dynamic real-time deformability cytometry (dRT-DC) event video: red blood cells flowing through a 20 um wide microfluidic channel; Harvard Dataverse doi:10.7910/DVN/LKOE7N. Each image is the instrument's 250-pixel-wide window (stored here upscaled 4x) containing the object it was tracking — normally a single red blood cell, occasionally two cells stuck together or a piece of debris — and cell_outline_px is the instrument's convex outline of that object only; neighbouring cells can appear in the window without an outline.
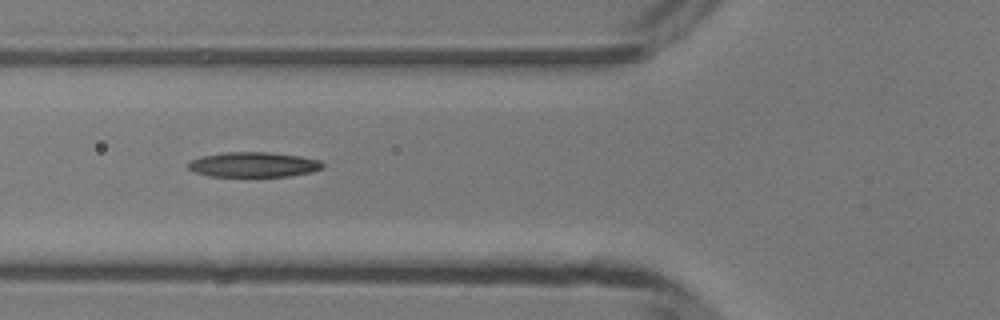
{"species": "common noctule bat (a hibernating species)", "species_latin": "Nyctalus noctula", "temperature_condition": "room temperature", "stored_images_in_passage": 32, "camera_frame_rate_fps": 3000, "um_per_image_px": 0.085, "animal": {"sex": "male", "body_mass_g": 13.3}, "frame": {"image": 1, "passage_image": 5, "time_ms": 1.333, "image_size_px": [1000, 320], "cell_outline_px": [[324, 168], [312, 172], [288, 176], [208, 176], [196, 172], [188, 168], [188, 164], [192, 160], [204, 156], [224, 152], [268, 152], [300, 156], [320, 160], [324, 164]], "centroid_in_image_um": [21.6, 13.99], "position_along_channel_um": 104.2, "area_um2": 19.48}}
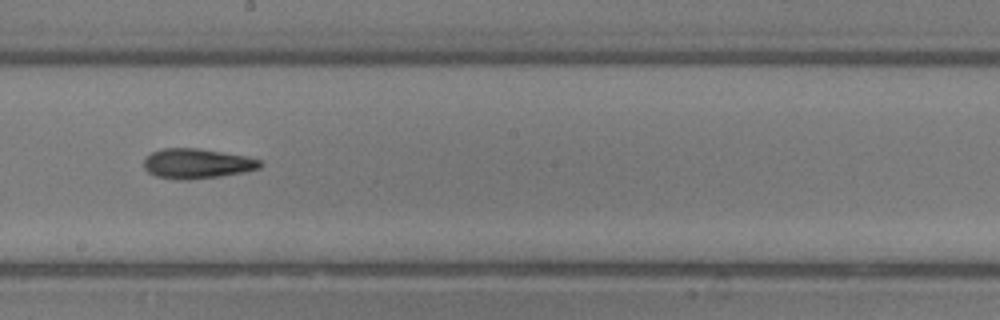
{"frame": {"image": 2, "passage_image": 14, "time_ms": 4.333, "image_size_px": [1000, 320], "cell_outline_px": [[264, 164], [260, 168], [244, 172], [220, 176], [188, 180], [176, 180], [156, 176], [148, 172], [144, 168], [144, 160], [152, 152], [164, 148], [196, 148], [244, 156], [260, 160]], "centroid_in_image_um": [16.73, 13.92], "position_along_channel_um": 231.5, "area_um2": 20.17}}
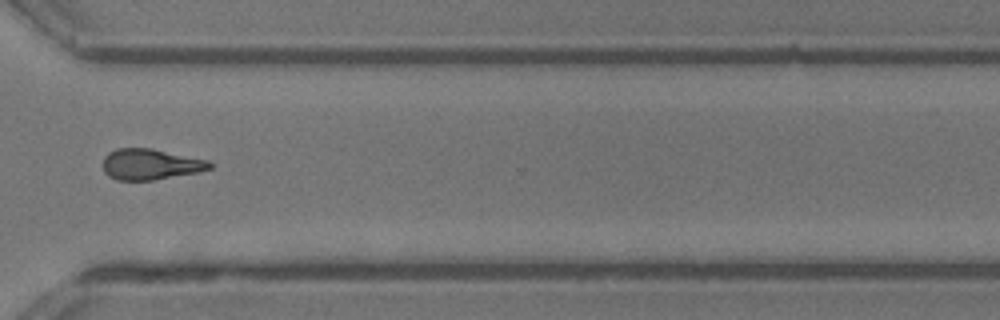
{"frame": {"image": 3, "passage_image": 23, "time_ms": 7.333, "image_size_px": [1000, 320], "cell_outline_px": [[212, 168], [196, 172], [152, 180], [116, 180], [108, 176], [104, 172], [104, 156], [108, 152], [116, 148], [152, 148], [208, 160], [212, 164]], "centroid_in_image_um": [12.76, 13.95], "position_along_channel_um": 357.8, "area_um2": 19.13}, "authors_computed_cell_mechanics": {"area_um2": 19.2474, "velocity_mm_per_s": 4.2311, "shape_relaxation_time_tau1_ms": 6.4449, "shape_relaxation_time_tau2_ms": 2.2158, "deformation_change_tau1": 0.2165, "deformation_change_tau2": 0.1174}}